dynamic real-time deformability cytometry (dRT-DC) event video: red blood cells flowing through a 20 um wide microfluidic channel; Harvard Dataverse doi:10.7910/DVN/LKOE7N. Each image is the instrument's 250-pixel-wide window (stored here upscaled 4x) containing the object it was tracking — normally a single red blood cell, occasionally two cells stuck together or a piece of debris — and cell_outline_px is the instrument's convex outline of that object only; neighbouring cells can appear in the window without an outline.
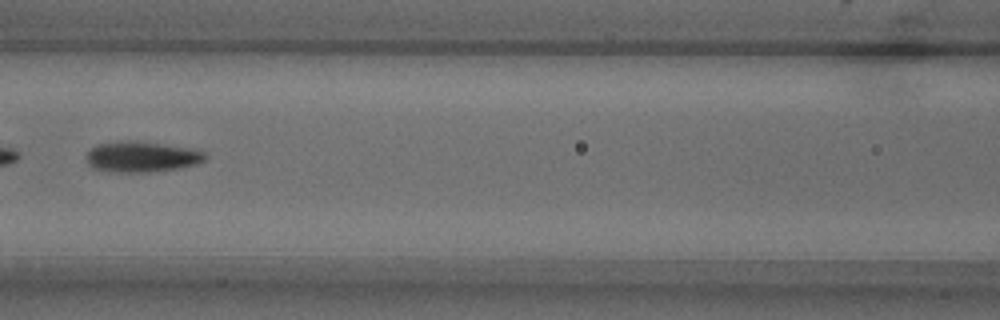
{"species": "common noctule bat (a hibernating species)", "species_latin": "Nyctalus noctula", "temperature_condition": "warm", "stored_images_in_passage": 5, "camera_frame_rate_fps": 3000, "um_per_image_px": 0.085, "animal": {"sex": "male", "body_mass_g": 18.8}, "frame": {"image": 1, "passage_image": 4, "time_ms": 3.667, "image_size_px": [1000, 320], "cell_outline_px": [[208, 156], [204, 160], [196, 164], [180, 168], [148, 172], [108, 172], [92, 168], [88, 164], [84, 156], [96, 144], [128, 140], [192, 148], [204, 152]], "centroid_in_image_um": [12.0, 13.34], "position_along_channel_um": 154.6, "area_um2": 21.33}}
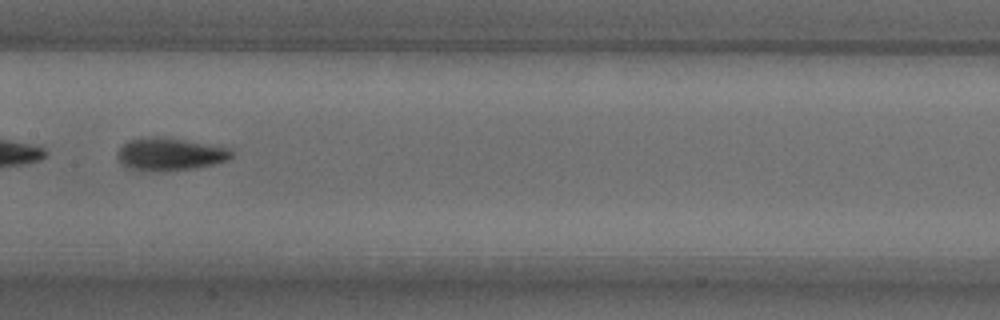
{"frame": {"image": 2, "passage_image": 5, "time_ms": 4.667, "image_size_px": [1000, 320], "cell_outline_px": [[232, 156], [228, 160], [196, 168], [164, 172], [148, 172], [128, 168], [120, 160], [116, 152], [124, 144], [132, 140], [152, 136], [164, 136], [228, 148], [232, 152]], "centroid_in_image_um": [14.43, 13.12], "position_along_channel_um": 193.0, "area_um2": 21.73}}